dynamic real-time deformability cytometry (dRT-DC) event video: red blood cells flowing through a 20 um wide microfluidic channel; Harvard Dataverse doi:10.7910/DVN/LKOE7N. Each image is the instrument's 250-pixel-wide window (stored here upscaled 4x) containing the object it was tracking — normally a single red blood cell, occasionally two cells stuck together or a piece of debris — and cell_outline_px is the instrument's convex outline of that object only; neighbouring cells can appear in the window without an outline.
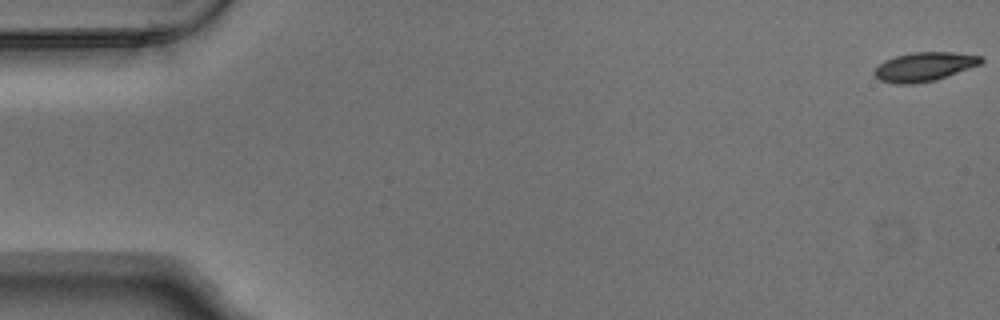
{"species": "Egyptian fruit bat (a non-hibernating species)", "species_latin": "Rousettus aegyptiacus", "temperature_condition": "warm", "stored_images_in_passage": 5, "camera_frame_rate_fps": 3000, "um_per_image_px": 0.085, "animal": {"sex": "male"}, "frame": {"image": 1, "passage_image": 1, "time_ms": 0.0, "image_size_px": [1000, 320], "cell_outline_px": [[984, 60], [980, 64], [936, 80], [912, 84], [892, 84], [880, 80], [872, 72], [884, 60], [896, 56], [912, 52], [952, 52], [984, 56]], "centroid_in_image_um": [78.56, 5.67], "position_along_channel_um": 6.4, "area_um2": 18.03}}
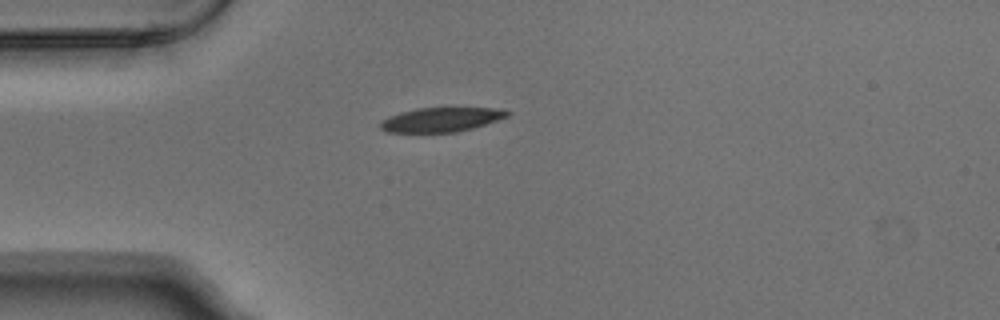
{"frame": {"image": 2, "passage_image": 4, "time_ms": 1.0, "image_size_px": [1000, 320], "cell_outline_px": [[512, 112], [508, 116], [472, 128], [456, 132], [388, 132], [380, 128], [380, 124], [388, 116], [400, 112], [416, 108], [492, 108]], "centroid_in_image_um": [37.47, 10.16], "position_along_channel_um": 47.5, "area_um2": 17.69}}